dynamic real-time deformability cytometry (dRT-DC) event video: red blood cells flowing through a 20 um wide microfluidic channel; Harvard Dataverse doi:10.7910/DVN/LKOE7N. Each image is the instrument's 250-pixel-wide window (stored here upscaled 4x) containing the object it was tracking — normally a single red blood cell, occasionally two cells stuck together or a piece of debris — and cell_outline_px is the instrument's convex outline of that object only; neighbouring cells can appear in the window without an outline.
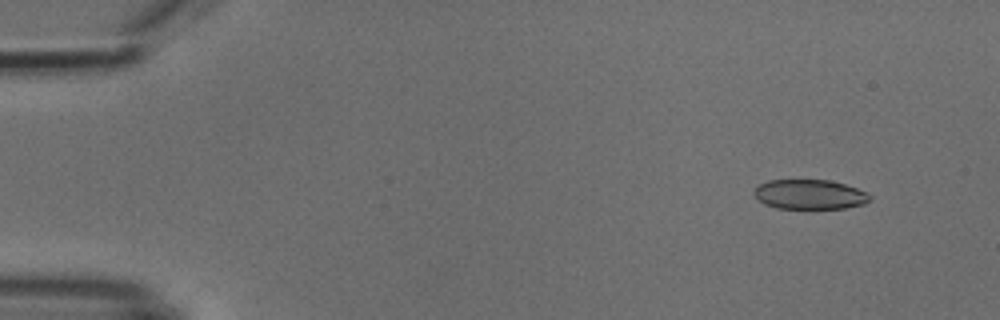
{"species": "common noctule bat (a hibernating species)", "species_latin": "Nyctalus noctula", "temperature_condition": "cold", "stored_images_in_passage": 6, "camera_frame_rate_fps": 3000, "um_per_image_px": 0.085, "animal": {"sex": "male", "body_mass_g": 18.8}, "frame": {"image": 1, "passage_image": 2, "time_ms": 1.0, "image_size_px": [1000, 320], "cell_outline_px": [[872, 200], [864, 204], [844, 208], [776, 208], [764, 204], [752, 192], [760, 184], [768, 180], [828, 180], [844, 184], [868, 192], [872, 196]], "centroid_in_image_um": [68.86, 16.52], "position_along_channel_um": 16.1, "area_um2": 20.0}}